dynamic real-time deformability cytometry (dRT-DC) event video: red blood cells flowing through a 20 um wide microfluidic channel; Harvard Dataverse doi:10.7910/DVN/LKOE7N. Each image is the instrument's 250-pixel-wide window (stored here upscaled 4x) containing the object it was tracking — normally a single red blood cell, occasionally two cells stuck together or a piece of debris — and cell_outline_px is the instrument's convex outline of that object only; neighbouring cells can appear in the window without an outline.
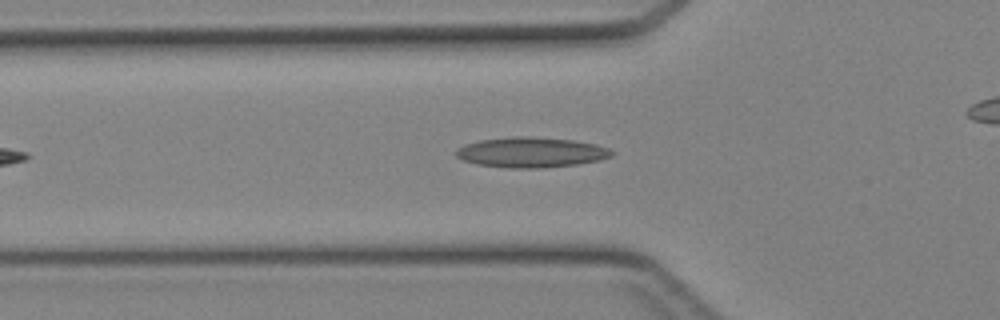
{"species": "Egyptian fruit bat (a non-hibernating species)", "species_latin": "Rousettus aegyptiacus", "temperature_condition": "cold", "stored_images_in_passage": 31, "camera_frame_rate_fps": 3000, "um_per_image_px": 0.085, "animal": {"sex": "female"}, "frame": {"image": 1, "passage_image": 7, "time_ms": 2.0, "image_size_px": [1000, 320], "cell_outline_px": [[616, 152], [612, 156], [600, 160], [580, 164], [540, 168], [508, 168], [476, 164], [464, 160], [456, 156], [456, 148], [464, 144], [480, 140], [512, 136], [532, 136], [572, 140], [596, 144], [608, 148]], "centroid_in_image_um": [45.16, 12.94], "position_along_channel_um": 80.6, "area_um2": 27.69}}
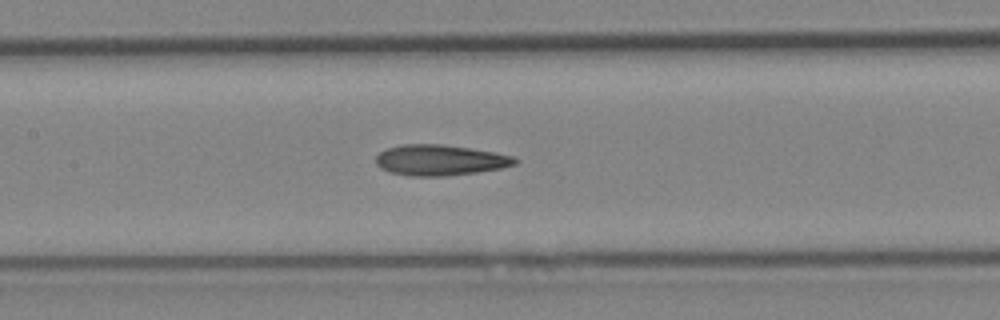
{"frame": {"image": 2, "passage_image": 13, "time_ms": 4.0, "image_size_px": [1000, 320], "cell_outline_px": [[520, 160], [516, 164], [500, 168], [476, 172], [444, 176], [412, 176], [388, 172], [380, 168], [376, 164], [376, 156], [380, 152], [388, 148], [400, 144], [444, 144], [496, 152], [512, 156]], "centroid_in_image_um": [37.39, 13.6], "position_along_channel_um": 170.0, "area_um2": 24.97}}
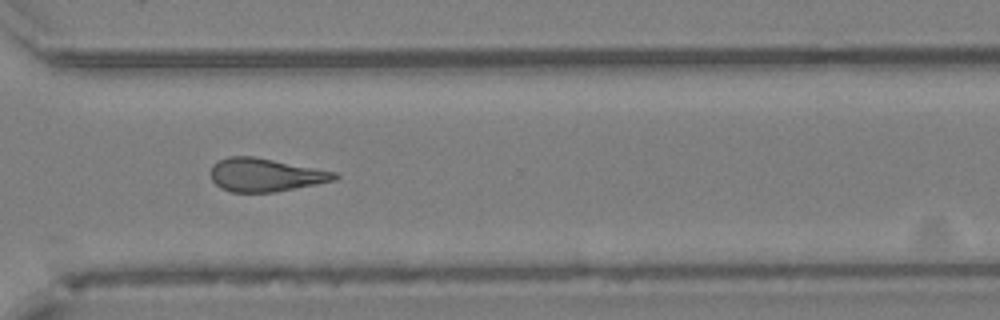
{"frame": {"image": 3, "passage_image": 25, "time_ms": 8.0, "image_size_px": [1000, 320], "cell_outline_px": [[340, 176], [336, 180], [316, 184], [272, 192], [232, 192], [220, 188], [212, 180], [208, 172], [212, 164], [228, 156], [252, 156], [336, 172]], "centroid_in_image_um": [22.5, 14.86], "position_along_channel_um": 348.1, "area_um2": 23.93}}